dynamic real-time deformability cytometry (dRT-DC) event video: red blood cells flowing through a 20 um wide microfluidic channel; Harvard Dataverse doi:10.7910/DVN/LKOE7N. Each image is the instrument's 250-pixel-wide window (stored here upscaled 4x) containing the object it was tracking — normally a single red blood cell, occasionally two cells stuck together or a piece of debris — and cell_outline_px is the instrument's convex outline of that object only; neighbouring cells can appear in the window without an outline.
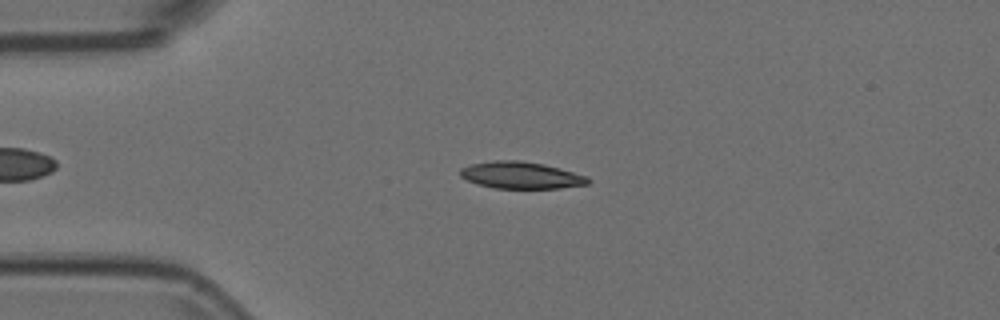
{"species": "Egyptian fruit bat (a non-hibernating species)", "species_latin": "Rousettus aegyptiacus", "temperature_condition": "room temperature", "stored_images_in_passage": 51, "camera_frame_rate_fps": 3000, "um_per_image_px": 0.085, "animal": {"sex": "female"}, "frame": {"image": 1, "passage_image": 10, "time_ms": 3.0, "image_size_px": [1000, 320], "cell_outline_px": [[592, 180], [588, 184], [560, 188], [492, 188], [476, 184], [460, 176], [460, 168], [472, 164], [492, 160], [520, 160], [544, 164], [560, 168], [588, 176]], "centroid_in_image_um": [44.3, 14.89], "position_along_channel_um": 40.7, "area_um2": 20.17}}
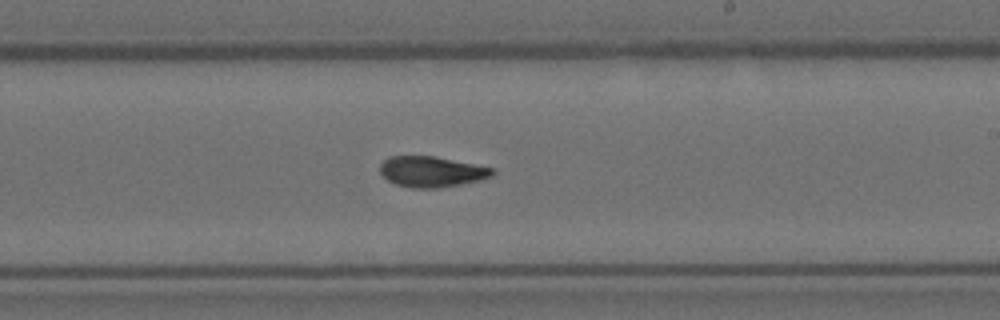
{"frame": {"image": 2, "passage_image": 29, "time_ms": 9.333, "image_size_px": [1000, 320], "cell_outline_px": [[496, 172], [492, 176], [480, 180], [460, 184], [436, 188], [412, 188], [396, 184], [388, 180], [380, 172], [380, 164], [388, 156], [436, 156], [496, 168]], "centroid_in_image_um": [36.72, 14.58], "position_along_channel_um": 252.3, "area_um2": 20.23}}
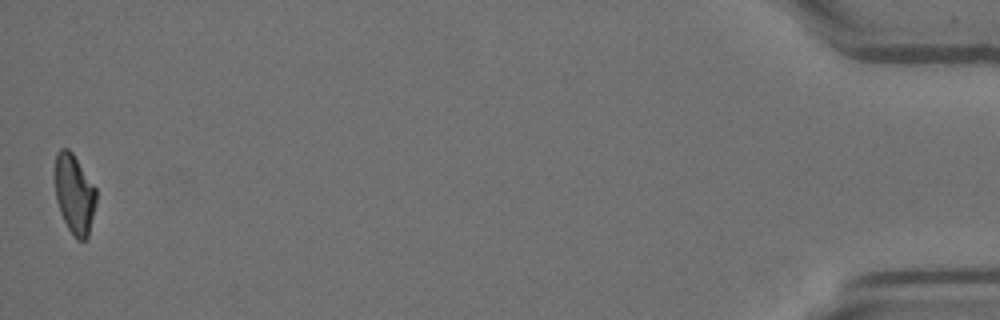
{"frame": {"image": 3, "passage_image": 51, "time_ms": 16.667, "image_size_px": [1000, 320], "cell_outline_px": [[96, 204], [88, 236], [84, 240], [76, 240], [68, 228], [60, 212], [56, 200], [56, 152], [60, 148], [68, 148], [72, 152], [96, 188]], "centroid_in_image_um": [6.34, 16.51], "position_along_channel_um": 428.9, "area_um2": 18.96}}